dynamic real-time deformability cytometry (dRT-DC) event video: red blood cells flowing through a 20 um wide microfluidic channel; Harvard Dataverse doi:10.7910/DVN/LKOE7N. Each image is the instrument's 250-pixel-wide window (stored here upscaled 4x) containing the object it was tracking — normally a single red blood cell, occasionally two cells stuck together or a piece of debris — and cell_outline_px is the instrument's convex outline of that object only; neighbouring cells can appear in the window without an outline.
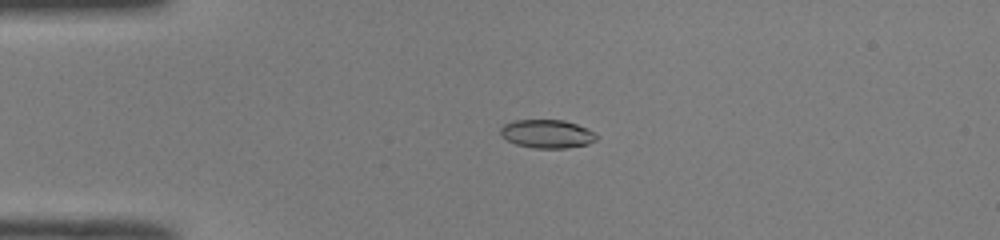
{"species": "common noctule bat (a hibernating species)", "species_latin": "Nyctalus noctula", "temperature_condition": "room temperature", "stored_images_in_passage": 44, "camera_frame_rate_fps": 3000, "um_per_image_px": 0.085, "animal": {"sex": "male", "body_mass_g": 19.0, "forearm_length_mm": 50.8}, "frame": {"image": 1, "passage_image": 5, "time_ms": 1.333, "image_size_px": [1000, 240], "cell_outline_px": [[596, 140], [588, 144], [564, 148], [536, 148], [516, 144], [500, 136], [500, 128], [504, 124], [516, 120], [564, 120], [588, 128], [596, 136]], "centroid_in_image_um": [46.48, 11.37], "position_along_channel_um": 38.5, "area_um2": 15.78}}
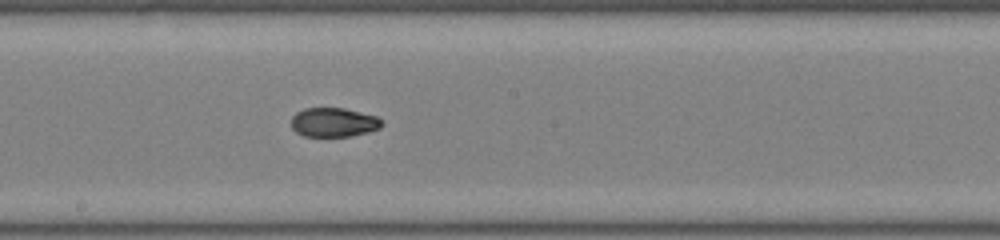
{"frame": {"image": 2, "passage_image": 21, "time_ms": 6.667, "image_size_px": [1000, 240], "cell_outline_px": [[384, 124], [380, 128], [368, 132], [348, 136], [304, 136], [296, 132], [292, 128], [292, 116], [296, 112], [304, 108], [344, 108], [376, 116]], "centroid_in_image_um": [28.35, 10.39], "position_along_channel_um": 219.9, "area_um2": 15.32}}
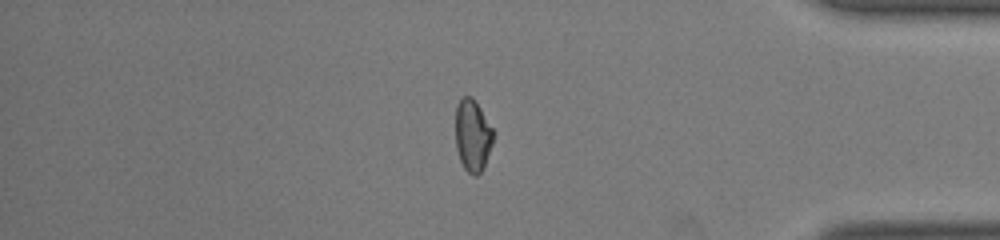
{"frame": {"image": 3, "passage_image": 36, "time_ms": 11.667, "image_size_px": [1000, 240], "cell_outline_px": [[496, 132], [492, 144], [484, 164], [480, 172], [476, 176], [472, 176], [464, 168], [460, 160], [456, 148], [456, 104], [464, 96], [472, 96]], "centroid_in_image_um": [40.18, 11.5], "position_along_channel_um": 395.0, "area_um2": 15.9}, "authors_computed_cell_mechanics": {"area_um2": 15.9528, "velocity_mm_per_s": 4.027, "shape_relaxation_time_tau1_ms": null, "shape_relaxation_time_tau2_ms": 1.9572, "deformation_change_tau1": null, "deformation_change_tau2": 0.0539}}